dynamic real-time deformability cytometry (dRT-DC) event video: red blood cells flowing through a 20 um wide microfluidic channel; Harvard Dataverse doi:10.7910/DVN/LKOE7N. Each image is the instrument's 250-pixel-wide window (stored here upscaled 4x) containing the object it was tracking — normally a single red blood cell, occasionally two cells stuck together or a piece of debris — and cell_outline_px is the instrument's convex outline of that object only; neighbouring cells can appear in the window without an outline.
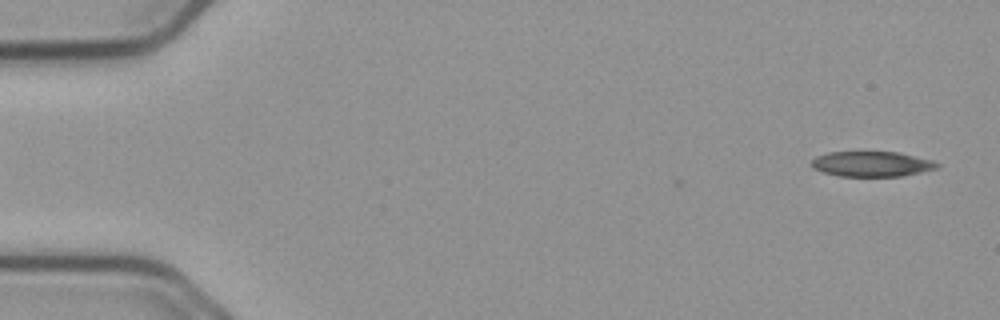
{"species": "common noctule bat (a hibernating species)", "species_latin": "Nyctalus noctula", "temperature_condition": "cold", "stored_images_in_passage": 2, "camera_frame_rate_fps": 3000, "um_per_image_px": 0.085, "animal": {"sex": "male", "body_mass_g": 23.1, "forearm_length_mm": 52.7}, "frame": {"image": 1, "passage_image": 2, "time_ms": 0.333, "image_size_px": [1000, 320], "cell_outline_px": [[940, 168], [904, 176], [840, 176], [824, 172], [812, 168], [808, 164], [816, 156], [828, 152], [896, 152], [932, 160], [940, 164]], "centroid_in_image_um": [74.09, 13.94], "position_along_channel_um": 10.9, "area_um2": 18.55}}